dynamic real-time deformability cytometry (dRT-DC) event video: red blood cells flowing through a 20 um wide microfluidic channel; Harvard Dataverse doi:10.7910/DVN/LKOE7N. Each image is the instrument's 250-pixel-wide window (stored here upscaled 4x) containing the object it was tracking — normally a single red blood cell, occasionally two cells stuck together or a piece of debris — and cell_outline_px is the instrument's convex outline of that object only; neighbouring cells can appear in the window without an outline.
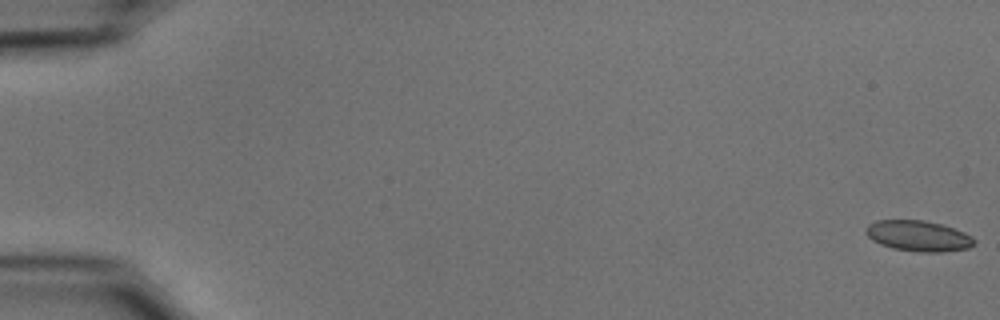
{"species": "common noctule bat (a hibernating species)", "species_latin": "Nyctalus noctula", "temperature_condition": "cold", "stored_images_in_passage": 56, "camera_frame_rate_fps": 3000, "um_per_image_px": 0.085, "animal": {"sex": "male", "body_mass_g": 15.6}, "frame": {"image": 1, "passage_image": 1, "time_ms": 0.0, "image_size_px": [1000, 320], "cell_outline_px": [[976, 244], [968, 248], [940, 252], [920, 252], [892, 248], [880, 244], [872, 240], [864, 232], [864, 228], [868, 224], [876, 220], [924, 220], [944, 224], [964, 232], [972, 236], [976, 240]], "centroid_in_image_um": [78.06, 20.04], "position_along_channel_um": 6.9, "area_um2": 19.65}}
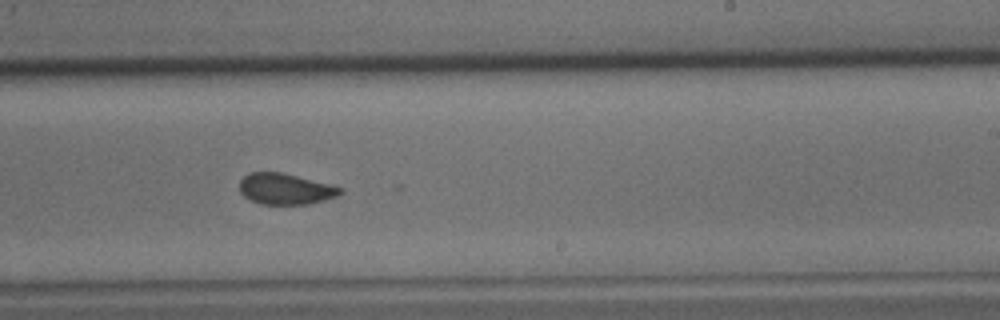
{"frame": {"image": 2, "passage_image": 35, "time_ms": 11.333, "image_size_px": [1000, 320], "cell_outline_px": [[344, 192], [340, 196], [308, 204], [260, 204], [244, 196], [240, 192], [240, 180], [248, 172], [280, 172], [328, 184], [340, 188]], "centroid_in_image_um": [24.24, 16.06], "position_along_channel_um": 264.8, "area_um2": 18.03}}
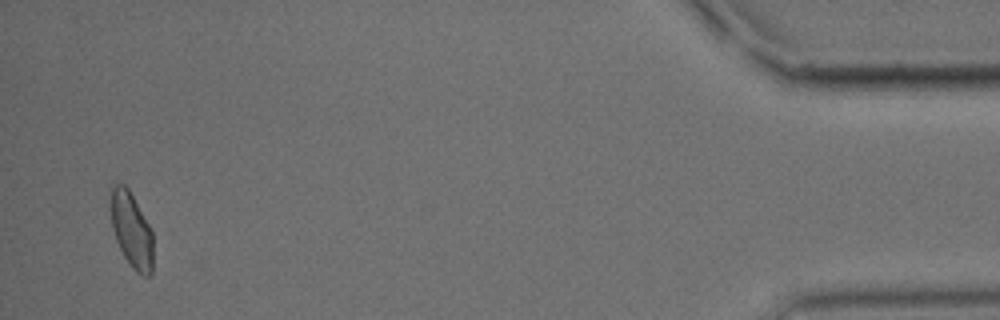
{"frame": {"image": 3, "passage_image": 54, "time_ms": 17.667, "image_size_px": [1000, 320], "cell_outline_px": [[152, 272], [148, 276], [144, 276], [136, 272], [132, 268], [124, 256], [116, 240], [112, 228], [112, 188], [116, 184], [124, 184], [128, 188], [148, 224], [152, 232]], "centroid_in_image_um": [11.19, 19.6], "position_along_channel_um": 424.0, "area_um2": 18.03}}